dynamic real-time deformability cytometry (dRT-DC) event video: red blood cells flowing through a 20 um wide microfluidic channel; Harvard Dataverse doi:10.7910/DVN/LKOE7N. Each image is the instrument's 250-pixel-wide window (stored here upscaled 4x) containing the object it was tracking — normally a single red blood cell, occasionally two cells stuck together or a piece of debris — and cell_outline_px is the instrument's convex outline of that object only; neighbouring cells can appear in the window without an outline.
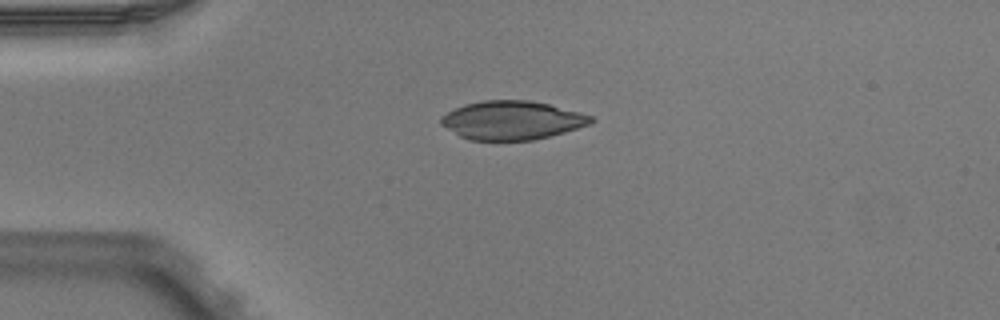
{"species": "Egyptian fruit bat (a non-hibernating species)", "species_latin": "Rousettus aegyptiacus", "temperature_condition": "warm", "stored_images_in_passage": 2, "camera_frame_rate_fps": 3000, "um_per_image_px": 0.085, "animal": {"sex": "male"}, "frame": {"image": 1, "passage_image": 1, "time_ms": 0.0, "image_size_px": [1000, 320], "cell_outline_px": [[596, 120], [592, 124], [564, 132], [532, 140], [468, 140], [460, 136], [440, 124], [440, 116], [464, 104], [484, 100], [528, 100], [548, 104], [580, 112], [592, 116]], "centroid_in_image_um": [43.52, 10.22], "position_along_channel_um": 41.5, "area_um2": 33.76}}